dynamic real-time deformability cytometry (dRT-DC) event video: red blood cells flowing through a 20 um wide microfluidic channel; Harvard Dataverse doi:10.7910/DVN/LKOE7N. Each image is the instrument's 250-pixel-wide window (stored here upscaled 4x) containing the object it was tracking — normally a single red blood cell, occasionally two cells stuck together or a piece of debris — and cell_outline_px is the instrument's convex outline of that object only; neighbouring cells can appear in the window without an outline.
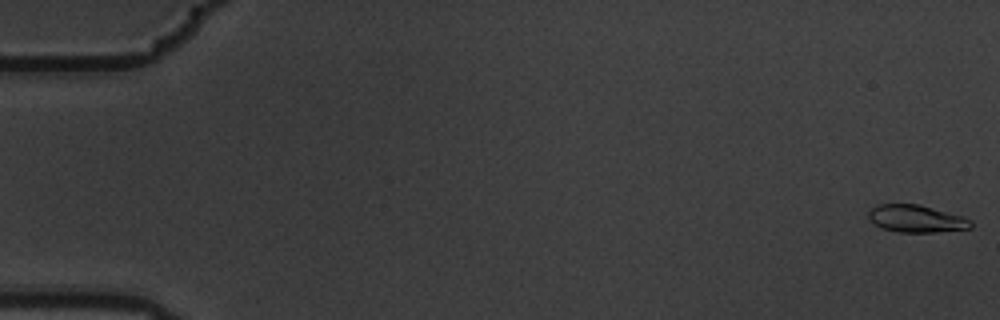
{"species": "common noctule bat (a hibernating species)", "species_latin": "Nyctalus noctula", "temperature_condition": "warm", "stored_images_in_passage": 7, "camera_frame_rate_fps": 3000, "um_per_image_px": 0.085, "animal": {"sex": "male", "body_mass_g": 19.5, "forearm_length_mm": 54.6}, "frame": {"image": 1, "passage_image": 1, "time_ms": 0.0, "image_size_px": [1000, 320], "cell_outline_px": [[972, 228], [936, 232], [896, 232], [880, 228], [868, 216], [868, 212], [876, 204], [920, 204], [964, 216], [972, 220]], "centroid_in_image_um": [77.91, 18.58], "position_along_channel_um": 7.1, "area_um2": 16.47}}
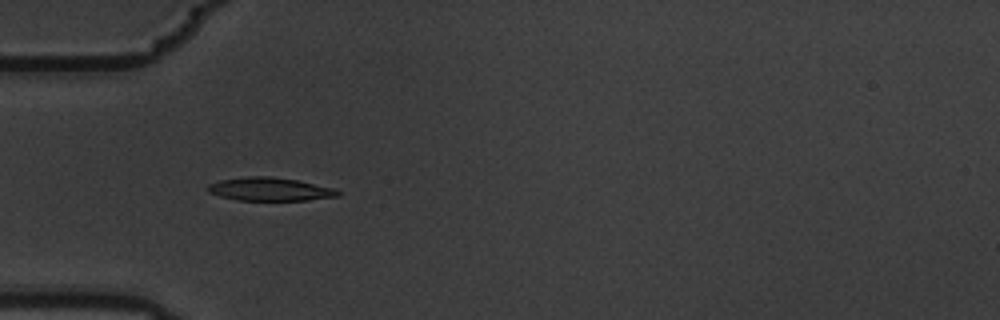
{"frame": {"image": 2, "passage_image": 6, "time_ms": 1.667, "image_size_px": [1000, 320], "cell_outline_px": [[340, 196], [308, 200], [236, 200], [220, 196], [208, 192], [204, 188], [208, 184], [220, 180], [248, 176], [268, 176], [296, 180], [332, 188], [340, 192]], "centroid_in_image_um": [22.87, 16.08], "position_along_channel_um": 62.1, "area_um2": 17.57}}
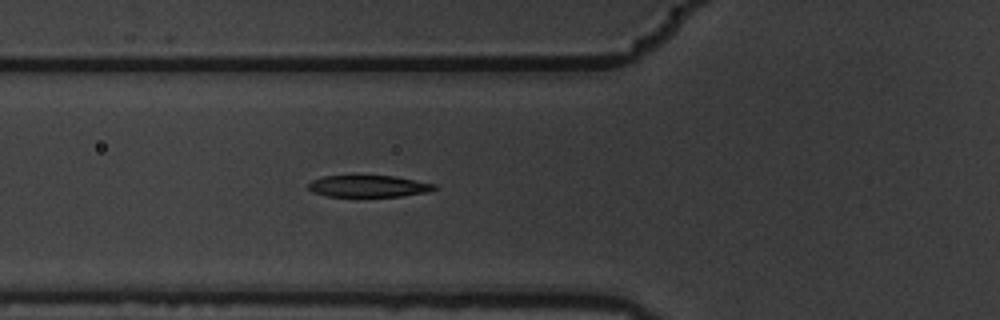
{"frame": {"image": 3, "passage_image": 7, "time_ms": 2.0, "image_size_px": [1000, 320], "cell_outline_px": [[436, 188], [428, 192], [400, 196], [328, 196], [312, 192], [308, 188], [308, 184], [312, 180], [324, 176], [396, 176], [436, 184]], "centroid_in_image_um": [31.33, 15.82], "position_along_channel_um": 94.5, "area_um2": 15.84}}